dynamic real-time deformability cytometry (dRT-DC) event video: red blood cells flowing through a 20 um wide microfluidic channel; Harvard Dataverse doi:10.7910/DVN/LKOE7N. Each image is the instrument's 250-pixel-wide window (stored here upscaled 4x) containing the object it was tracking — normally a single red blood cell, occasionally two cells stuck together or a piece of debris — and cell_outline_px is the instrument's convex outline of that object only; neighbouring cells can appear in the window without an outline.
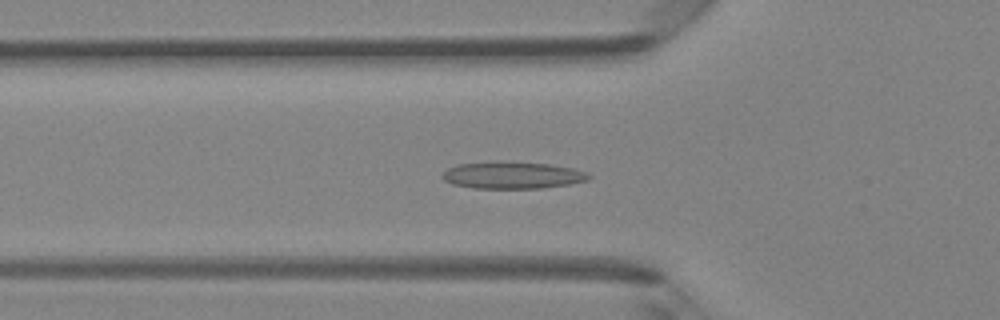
{"species": "Egyptian fruit bat (a non-hibernating species)", "species_latin": "Rousettus aegyptiacus", "temperature_condition": "room temperature", "stored_images_in_passage": 49, "camera_frame_rate_fps": 3000, "um_per_image_px": 0.085, "animal": {"sex": "female"}, "frame": {"image": 1, "passage_image": 17, "time_ms": 5.333, "image_size_px": [1000, 320], "cell_outline_px": [[592, 176], [588, 180], [568, 184], [544, 188], [472, 188], [452, 184], [444, 180], [440, 176], [448, 168], [456, 164], [548, 164], [572, 168], [588, 172]], "centroid_in_image_um": [43.58, 14.94], "position_along_channel_um": 82.2, "area_um2": 22.02}}
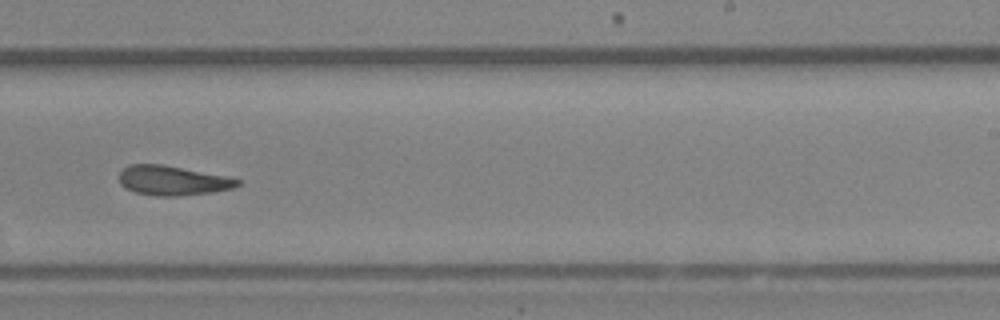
{"frame": {"image": 2, "passage_image": 31, "time_ms": 10.0, "image_size_px": [1000, 320], "cell_outline_px": [[240, 184], [232, 188], [212, 192], [176, 196], [156, 196], [136, 192], [124, 188], [120, 184], [120, 172], [128, 164], [164, 164], [228, 176], [240, 180]], "centroid_in_image_um": [14.66, 15.33], "position_along_channel_um": 274.3, "area_um2": 20.46}}
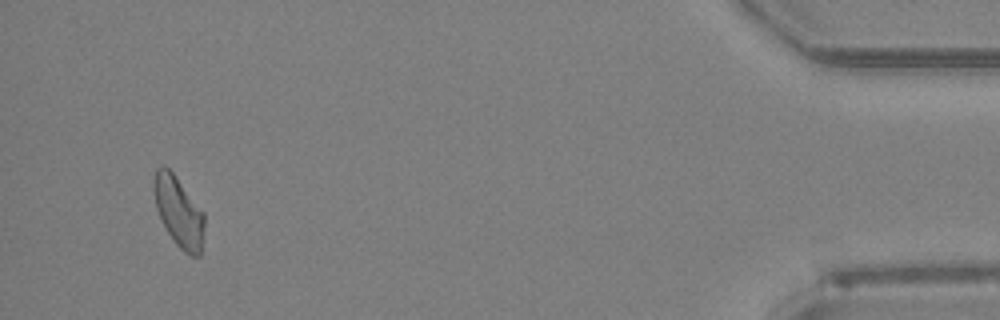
{"frame": {"image": 3, "passage_image": 47, "time_ms": 15.333, "image_size_px": [1000, 320], "cell_outline_px": [[204, 228], [200, 256], [192, 256], [184, 252], [176, 244], [168, 232], [156, 208], [152, 188], [152, 180], [156, 168], [164, 164], [172, 172], [204, 212]], "centroid_in_image_um": [15.17, 17.96], "position_along_channel_um": 420.0, "area_um2": 20.63}, "authors_computed_cell_mechanics": {"area_um2": 20.7502, "velocity_mm_per_s": 4.1296, "shape_relaxation_time_tau1_ms": 7.6851, "shape_relaxation_time_tau2_ms": 3.7369, "deformation_change_tau1": 0.2023, "deformation_change_tau2": 0.1362}}